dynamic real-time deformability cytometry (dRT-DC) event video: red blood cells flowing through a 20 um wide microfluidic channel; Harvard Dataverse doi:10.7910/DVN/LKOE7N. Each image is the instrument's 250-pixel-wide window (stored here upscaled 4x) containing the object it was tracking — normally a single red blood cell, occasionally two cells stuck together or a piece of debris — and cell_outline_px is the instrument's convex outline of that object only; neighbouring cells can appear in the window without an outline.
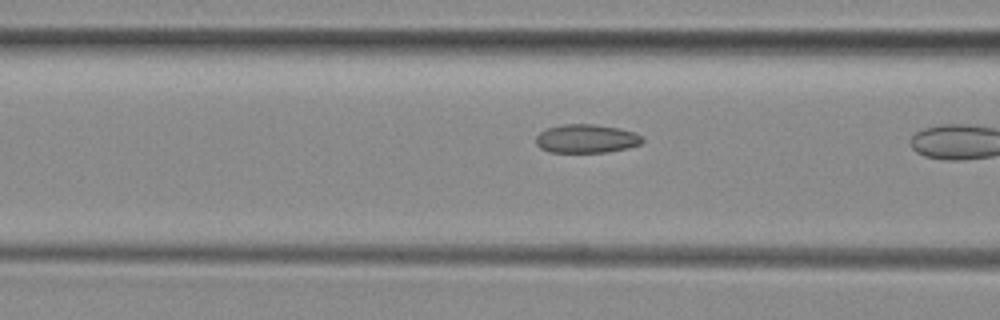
{"species": "common noctule bat (a hibernating species)", "species_latin": "Nyctalus noctula", "temperature_condition": "room temperature", "stored_images_in_passage": 37, "camera_frame_rate_fps": 3000, "um_per_image_px": 0.085, "animal": {"sex": "female", "body_mass_g": 29.2, "forearm_length_mm": 56.3}, "frame": {"image": 1, "passage_image": 16, "time_ms": 5.0, "image_size_px": [1000, 320], "cell_outline_px": [[644, 140], [640, 144], [628, 148], [608, 152], [548, 152], [540, 148], [536, 144], [536, 136], [540, 132], [548, 128], [564, 124], [592, 124], [620, 128], [632, 132], [640, 136]], "centroid_in_image_um": [49.82, 11.79], "position_along_channel_um": 116.8, "area_um2": 17.69}}
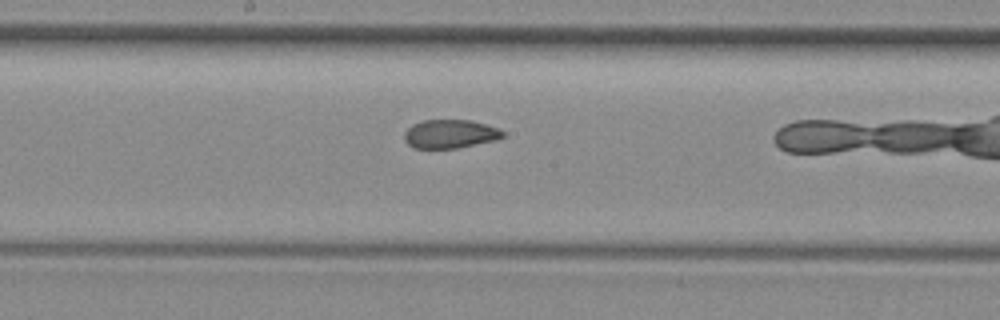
{"frame": {"image": 2, "passage_image": 23, "time_ms": 7.333, "image_size_px": [1000, 320], "cell_outline_px": [[504, 136], [496, 140], [456, 148], [412, 148], [404, 140], [404, 132], [412, 124], [420, 120], [472, 120], [500, 128], [504, 132]], "centroid_in_image_um": [38.25, 11.37], "position_along_channel_um": 210.0, "area_um2": 16.59}}
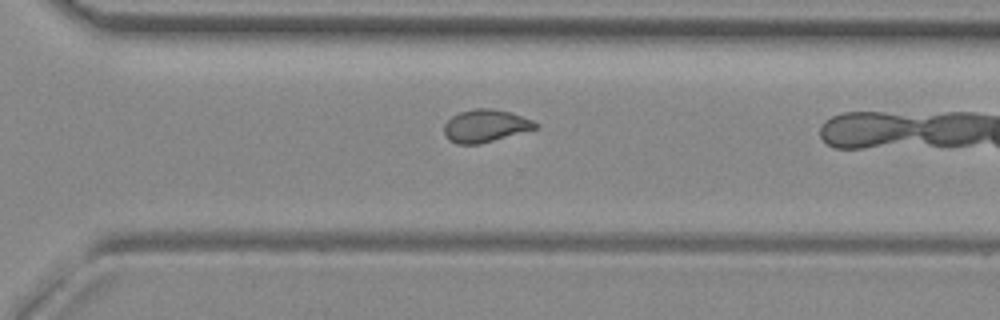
{"frame": {"image": 3, "passage_image": 32, "time_ms": 10.333, "image_size_px": [1000, 320], "cell_outline_px": [[540, 124], [536, 128], [480, 144], [456, 144], [448, 140], [444, 132], [444, 124], [452, 116], [460, 112], [476, 108], [492, 108], [508, 112], [532, 120]], "centroid_in_image_um": [41.22, 10.7], "position_along_channel_um": 329.4, "area_um2": 17.17}}